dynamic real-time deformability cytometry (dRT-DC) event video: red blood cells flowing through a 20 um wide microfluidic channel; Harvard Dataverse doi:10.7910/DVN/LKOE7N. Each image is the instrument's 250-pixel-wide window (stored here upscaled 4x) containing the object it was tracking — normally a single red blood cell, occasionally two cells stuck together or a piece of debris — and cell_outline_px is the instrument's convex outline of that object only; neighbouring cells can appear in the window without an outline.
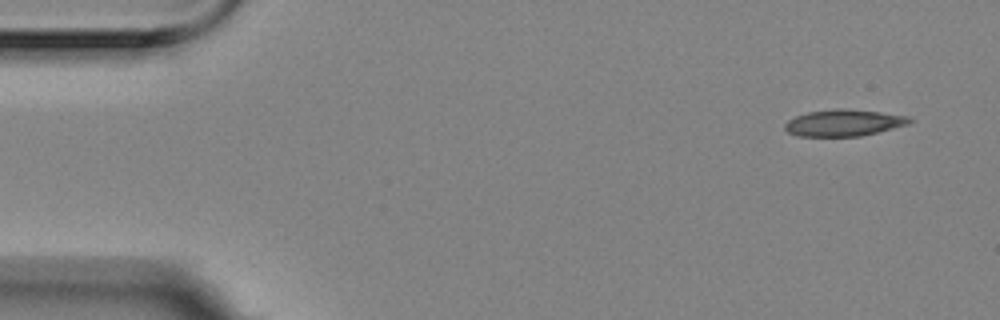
{"species": "Egyptian fruit bat (a non-hibernating species)", "species_latin": "Rousettus aegyptiacus", "temperature_condition": "room temperature", "stored_images_in_passage": 5, "camera_frame_rate_fps": 3000, "um_per_image_px": 0.085, "animal": {"sex": "female"}, "frame": {"image": 1, "passage_image": 1, "time_ms": 0.0, "image_size_px": [1000, 320], "cell_outline_px": [[916, 120], [908, 124], [860, 136], [796, 136], [788, 132], [784, 128], [784, 124], [788, 120], [796, 116], [808, 112], [832, 108], [844, 108], [880, 112], [908, 116]], "centroid_in_image_um": [71.71, 10.43], "position_along_channel_um": 13.3, "area_um2": 19.36}}
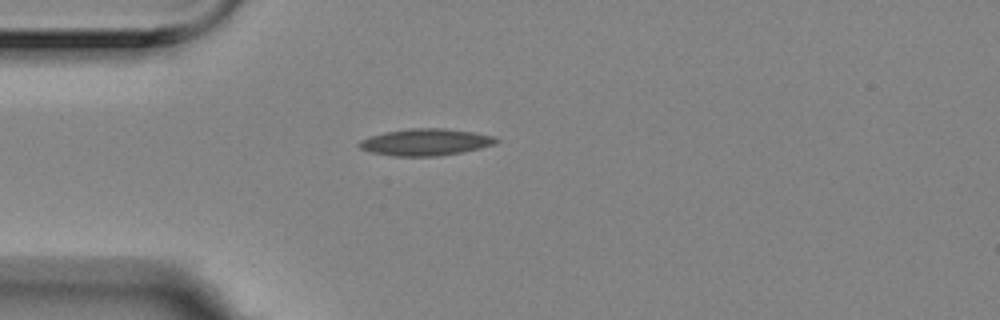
{"frame": {"image": 2, "passage_image": 4, "time_ms": 1.0, "image_size_px": [1000, 320], "cell_outline_px": [[500, 140], [492, 144], [480, 148], [460, 152], [436, 156], [392, 156], [372, 152], [360, 148], [356, 144], [360, 140], [384, 132], [412, 128], [444, 128], [472, 132], [492, 136]], "centroid_in_image_um": [36.13, 12.08], "position_along_channel_um": 48.9, "area_um2": 21.1}}